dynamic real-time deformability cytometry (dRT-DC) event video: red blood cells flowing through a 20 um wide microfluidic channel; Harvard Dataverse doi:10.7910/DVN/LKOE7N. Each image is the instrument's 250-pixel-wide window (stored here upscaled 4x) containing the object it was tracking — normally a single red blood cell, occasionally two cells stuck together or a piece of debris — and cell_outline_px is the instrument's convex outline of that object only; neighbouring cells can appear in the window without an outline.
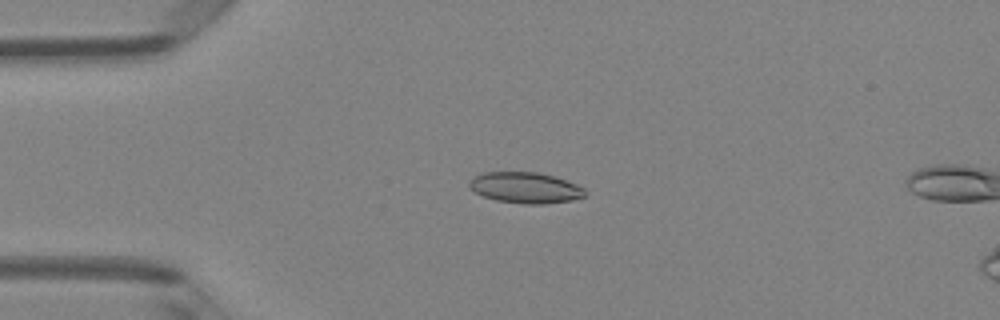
{"species": "Egyptian fruit bat (a non-hibernating species)", "species_latin": "Rousettus aegyptiacus", "temperature_condition": "room temperature", "stored_images_in_passage": 5, "camera_frame_rate_fps": 3000, "um_per_image_px": 0.085, "animal": {"sex": "female"}, "frame": {"image": 1, "passage_image": 4, "time_ms": 3.333, "image_size_px": [1000, 320], "cell_outline_px": [[588, 192], [584, 196], [572, 200], [544, 204], [524, 204], [496, 200], [484, 196], [468, 188], [468, 180], [480, 172], [536, 172], [556, 176], [576, 184], [584, 188]], "centroid_in_image_um": [44.64, 15.94], "position_along_channel_um": 40.4, "area_um2": 21.1}}